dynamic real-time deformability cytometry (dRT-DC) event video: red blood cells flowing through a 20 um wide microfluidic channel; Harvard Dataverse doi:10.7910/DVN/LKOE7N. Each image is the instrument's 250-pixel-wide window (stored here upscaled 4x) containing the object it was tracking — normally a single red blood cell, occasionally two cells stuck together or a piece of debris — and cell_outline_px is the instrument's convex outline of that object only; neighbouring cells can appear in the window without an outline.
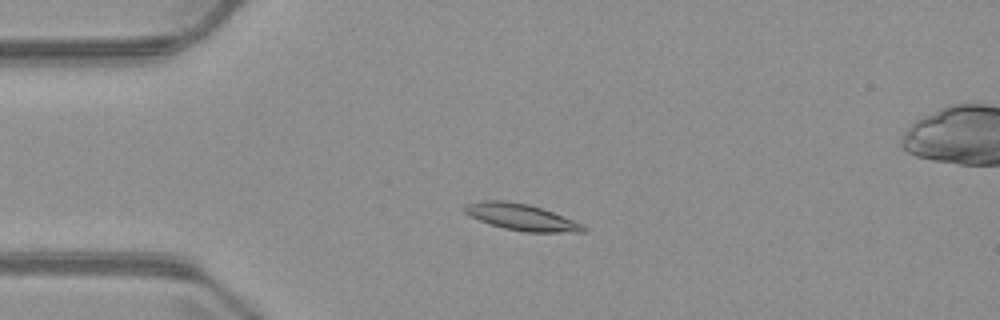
{"species": "common noctule bat (a hibernating species)", "species_latin": "Nyctalus noctula", "temperature_condition": "warm", "stored_images_in_passage": 5, "camera_frame_rate_fps": 3000, "um_per_image_px": 0.085, "animal": {"sex": "male", "body_mass_g": 23.1, "forearm_length_mm": 52.7}, "frame": {"image": 1, "passage_image": 4, "time_ms": 3.333, "image_size_px": [1000, 320], "cell_outline_px": [[588, 228], [584, 232], [524, 232], [504, 228], [480, 220], [464, 212], [460, 208], [464, 204], [480, 200], [504, 200], [528, 204], [544, 208], [584, 224]], "centroid_in_image_um": [44.33, 18.44], "position_along_channel_um": 40.7, "area_um2": 18.55}}